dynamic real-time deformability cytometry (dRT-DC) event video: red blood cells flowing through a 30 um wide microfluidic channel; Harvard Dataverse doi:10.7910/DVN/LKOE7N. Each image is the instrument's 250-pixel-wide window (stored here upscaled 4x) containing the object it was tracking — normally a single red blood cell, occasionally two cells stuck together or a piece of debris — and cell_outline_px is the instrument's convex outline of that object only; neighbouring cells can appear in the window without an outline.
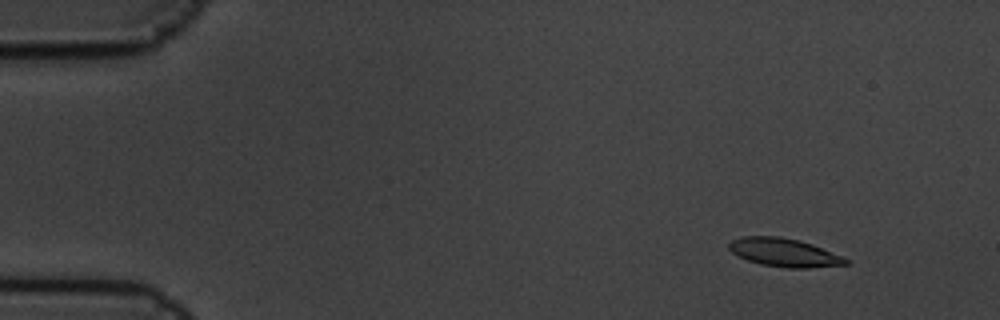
{"species": "common noctule bat (a hibernating species)", "species_latin": "Nyctalus noctula", "temperature_condition": "cold", "stored_images_in_passage": 9, "camera_frame_rate_fps": 3000, "um_per_image_px": 0.085, "animal": {"sex": "male", "body_mass_g": 19.5, "forearm_length_mm": 54.6}, "frame": {"image": 1, "passage_image": 2, "time_ms": 0.333, "image_size_px": [1000, 320], "cell_outline_px": [[848, 264], [808, 268], [788, 268], [760, 264], [748, 260], [732, 252], [728, 248], [728, 244], [732, 240], [744, 236], [780, 236], [800, 240], [812, 244], [840, 256], [848, 260]], "centroid_in_image_um": [66.62, 21.46], "position_along_channel_um": 18.4, "area_um2": 19.07}}
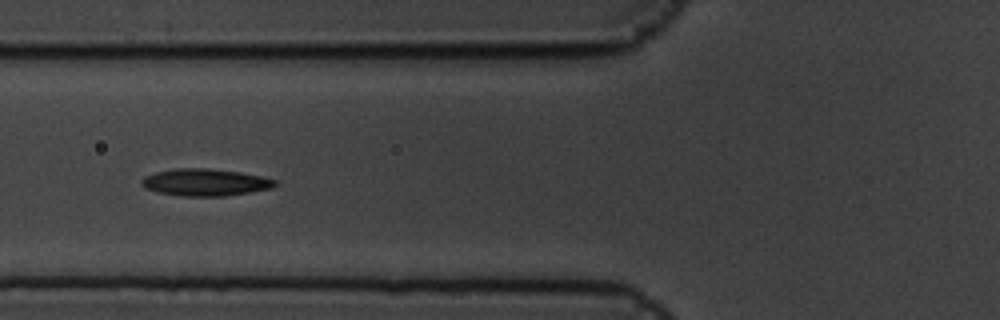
{"frame": {"image": 2, "passage_image": 6, "time_ms": 1.667, "image_size_px": [1000, 320], "cell_outline_px": [[276, 184], [272, 188], [224, 196], [184, 196], [156, 192], [140, 184], [140, 180], [144, 176], [156, 172], [176, 168], [208, 168], [240, 172], [264, 176], [276, 180]], "centroid_in_image_um": [17.44, 15.49], "position_along_channel_um": 108.4, "area_um2": 21.04}}
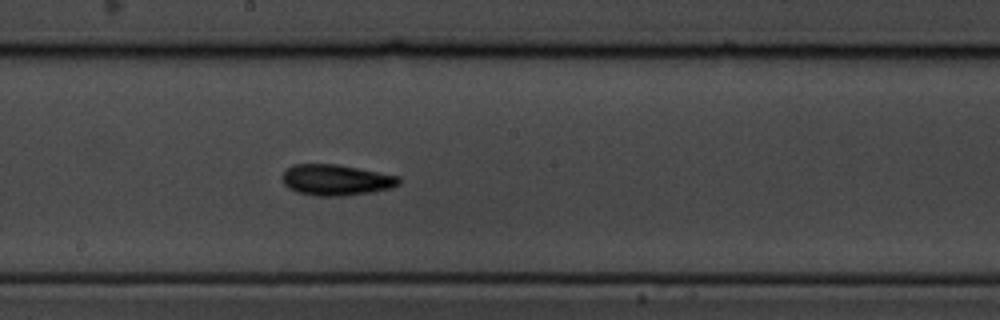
{"frame": {"image": 3, "passage_image": 9, "time_ms": 2.667, "image_size_px": [1000, 320], "cell_outline_px": [[400, 184], [392, 188], [372, 192], [340, 196], [316, 196], [296, 192], [288, 188], [284, 184], [284, 172], [292, 164], [336, 164], [400, 176]], "centroid_in_image_um": [28.58, 15.3], "position_along_channel_um": 219.6, "area_um2": 20.98}}